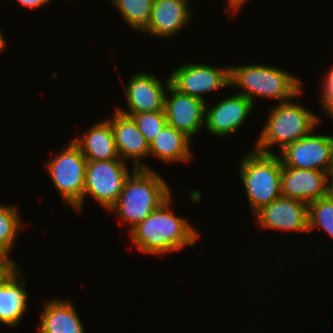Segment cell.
<instances>
[{"label":"cell","instance_id":"1","mask_svg":"<svg viewBox=\"0 0 333 333\" xmlns=\"http://www.w3.org/2000/svg\"><path fill=\"white\" fill-rule=\"evenodd\" d=\"M170 196L149 217L129 230L130 238L144 254L162 255L181 251L186 246H194L200 233L186 218L171 211Z\"/></svg>","mask_w":333,"mask_h":333},{"label":"cell","instance_id":"2","mask_svg":"<svg viewBox=\"0 0 333 333\" xmlns=\"http://www.w3.org/2000/svg\"><path fill=\"white\" fill-rule=\"evenodd\" d=\"M121 194L109 211L127 223L131 230L171 196V190L153 169L132 168Z\"/></svg>","mask_w":333,"mask_h":333},{"label":"cell","instance_id":"3","mask_svg":"<svg viewBox=\"0 0 333 333\" xmlns=\"http://www.w3.org/2000/svg\"><path fill=\"white\" fill-rule=\"evenodd\" d=\"M302 81L293 74L274 66L251 64L230 67V87H240L242 94L255 105L256 97L281 102L301 95ZM256 96V97H255Z\"/></svg>","mask_w":333,"mask_h":333},{"label":"cell","instance_id":"4","mask_svg":"<svg viewBox=\"0 0 333 333\" xmlns=\"http://www.w3.org/2000/svg\"><path fill=\"white\" fill-rule=\"evenodd\" d=\"M268 114L267 122L253 148L263 154H275L269 151L273 145H277L278 150L282 151L287 145L313 132L321 122L315 113L291 100L278 102Z\"/></svg>","mask_w":333,"mask_h":333},{"label":"cell","instance_id":"5","mask_svg":"<svg viewBox=\"0 0 333 333\" xmlns=\"http://www.w3.org/2000/svg\"><path fill=\"white\" fill-rule=\"evenodd\" d=\"M239 168L249 206L254 214L281 197L282 162L278 155L252 150L243 157Z\"/></svg>","mask_w":333,"mask_h":333},{"label":"cell","instance_id":"6","mask_svg":"<svg viewBox=\"0 0 333 333\" xmlns=\"http://www.w3.org/2000/svg\"><path fill=\"white\" fill-rule=\"evenodd\" d=\"M68 145L46 169L61 198L75 209L83 201L87 159L73 141Z\"/></svg>","mask_w":333,"mask_h":333},{"label":"cell","instance_id":"7","mask_svg":"<svg viewBox=\"0 0 333 333\" xmlns=\"http://www.w3.org/2000/svg\"><path fill=\"white\" fill-rule=\"evenodd\" d=\"M126 161H87L83 201L75 208L81 212L84 199L90 195L109 210L118 200L126 178L131 174Z\"/></svg>","mask_w":333,"mask_h":333},{"label":"cell","instance_id":"8","mask_svg":"<svg viewBox=\"0 0 333 333\" xmlns=\"http://www.w3.org/2000/svg\"><path fill=\"white\" fill-rule=\"evenodd\" d=\"M311 133L279 152L282 167L318 170L330 175L333 169V136Z\"/></svg>","mask_w":333,"mask_h":333},{"label":"cell","instance_id":"9","mask_svg":"<svg viewBox=\"0 0 333 333\" xmlns=\"http://www.w3.org/2000/svg\"><path fill=\"white\" fill-rule=\"evenodd\" d=\"M169 77L177 91L205 101L203 94L230 87V66L189 63L174 69Z\"/></svg>","mask_w":333,"mask_h":333},{"label":"cell","instance_id":"10","mask_svg":"<svg viewBox=\"0 0 333 333\" xmlns=\"http://www.w3.org/2000/svg\"><path fill=\"white\" fill-rule=\"evenodd\" d=\"M165 82L163 85L153 73L137 72L125 86L128 110L117 107L116 110L124 115L164 111L166 91L171 85L170 77Z\"/></svg>","mask_w":333,"mask_h":333},{"label":"cell","instance_id":"11","mask_svg":"<svg viewBox=\"0 0 333 333\" xmlns=\"http://www.w3.org/2000/svg\"><path fill=\"white\" fill-rule=\"evenodd\" d=\"M164 112L167 124L192 139L205 123L206 101L177 91L172 85L167 89Z\"/></svg>","mask_w":333,"mask_h":333},{"label":"cell","instance_id":"12","mask_svg":"<svg viewBox=\"0 0 333 333\" xmlns=\"http://www.w3.org/2000/svg\"><path fill=\"white\" fill-rule=\"evenodd\" d=\"M258 225L264 229L308 231V204L286 197H279L255 213Z\"/></svg>","mask_w":333,"mask_h":333},{"label":"cell","instance_id":"13","mask_svg":"<svg viewBox=\"0 0 333 333\" xmlns=\"http://www.w3.org/2000/svg\"><path fill=\"white\" fill-rule=\"evenodd\" d=\"M214 107L205 106V126L213 136L233 134L250 116L253 102L242 94H234L220 100Z\"/></svg>","mask_w":333,"mask_h":333},{"label":"cell","instance_id":"14","mask_svg":"<svg viewBox=\"0 0 333 333\" xmlns=\"http://www.w3.org/2000/svg\"><path fill=\"white\" fill-rule=\"evenodd\" d=\"M329 178L323 171L282 167L281 196L308 204L327 196Z\"/></svg>","mask_w":333,"mask_h":333},{"label":"cell","instance_id":"15","mask_svg":"<svg viewBox=\"0 0 333 333\" xmlns=\"http://www.w3.org/2000/svg\"><path fill=\"white\" fill-rule=\"evenodd\" d=\"M113 129L114 140L119 157L123 160H133V168L149 169L140 161L149 155V143L139 131L130 116L124 115L115 109L111 119H107Z\"/></svg>","mask_w":333,"mask_h":333},{"label":"cell","instance_id":"16","mask_svg":"<svg viewBox=\"0 0 333 333\" xmlns=\"http://www.w3.org/2000/svg\"><path fill=\"white\" fill-rule=\"evenodd\" d=\"M188 0H154L151 18L143 33L155 37H173L191 22Z\"/></svg>","mask_w":333,"mask_h":333},{"label":"cell","instance_id":"17","mask_svg":"<svg viewBox=\"0 0 333 333\" xmlns=\"http://www.w3.org/2000/svg\"><path fill=\"white\" fill-rule=\"evenodd\" d=\"M17 265L0 283V323L15 327L27 308L26 282Z\"/></svg>","mask_w":333,"mask_h":333},{"label":"cell","instance_id":"18","mask_svg":"<svg viewBox=\"0 0 333 333\" xmlns=\"http://www.w3.org/2000/svg\"><path fill=\"white\" fill-rule=\"evenodd\" d=\"M80 149L87 161H108L121 159L118 155L113 129L110 122L105 119L94 123L84 133L72 140Z\"/></svg>","mask_w":333,"mask_h":333},{"label":"cell","instance_id":"19","mask_svg":"<svg viewBox=\"0 0 333 333\" xmlns=\"http://www.w3.org/2000/svg\"><path fill=\"white\" fill-rule=\"evenodd\" d=\"M39 333H85L83 324L71 301L50 299L43 306Z\"/></svg>","mask_w":333,"mask_h":333},{"label":"cell","instance_id":"20","mask_svg":"<svg viewBox=\"0 0 333 333\" xmlns=\"http://www.w3.org/2000/svg\"><path fill=\"white\" fill-rule=\"evenodd\" d=\"M191 139L166 124L160 134L149 144V156L158 157L164 163L189 162L192 160Z\"/></svg>","mask_w":333,"mask_h":333},{"label":"cell","instance_id":"21","mask_svg":"<svg viewBox=\"0 0 333 333\" xmlns=\"http://www.w3.org/2000/svg\"><path fill=\"white\" fill-rule=\"evenodd\" d=\"M17 207L0 204V256L10 257L12 246L22 229Z\"/></svg>","mask_w":333,"mask_h":333},{"label":"cell","instance_id":"22","mask_svg":"<svg viewBox=\"0 0 333 333\" xmlns=\"http://www.w3.org/2000/svg\"><path fill=\"white\" fill-rule=\"evenodd\" d=\"M134 30L143 31L151 18L154 0H110Z\"/></svg>","mask_w":333,"mask_h":333},{"label":"cell","instance_id":"23","mask_svg":"<svg viewBox=\"0 0 333 333\" xmlns=\"http://www.w3.org/2000/svg\"><path fill=\"white\" fill-rule=\"evenodd\" d=\"M317 227L333 238V201L328 195L308 203L309 233Z\"/></svg>","mask_w":333,"mask_h":333},{"label":"cell","instance_id":"24","mask_svg":"<svg viewBox=\"0 0 333 333\" xmlns=\"http://www.w3.org/2000/svg\"><path fill=\"white\" fill-rule=\"evenodd\" d=\"M130 116L150 144L167 124L164 111L142 112Z\"/></svg>","mask_w":333,"mask_h":333},{"label":"cell","instance_id":"25","mask_svg":"<svg viewBox=\"0 0 333 333\" xmlns=\"http://www.w3.org/2000/svg\"><path fill=\"white\" fill-rule=\"evenodd\" d=\"M323 82V94L321 95L320 102L323 111L333 119V67L327 72Z\"/></svg>","mask_w":333,"mask_h":333},{"label":"cell","instance_id":"26","mask_svg":"<svg viewBox=\"0 0 333 333\" xmlns=\"http://www.w3.org/2000/svg\"><path fill=\"white\" fill-rule=\"evenodd\" d=\"M17 265L11 258L0 256V283Z\"/></svg>","mask_w":333,"mask_h":333},{"label":"cell","instance_id":"27","mask_svg":"<svg viewBox=\"0 0 333 333\" xmlns=\"http://www.w3.org/2000/svg\"><path fill=\"white\" fill-rule=\"evenodd\" d=\"M17 2H19V4H21L22 6L26 7V8H40V6H45L46 4H49V2H51V0H16Z\"/></svg>","mask_w":333,"mask_h":333},{"label":"cell","instance_id":"28","mask_svg":"<svg viewBox=\"0 0 333 333\" xmlns=\"http://www.w3.org/2000/svg\"><path fill=\"white\" fill-rule=\"evenodd\" d=\"M245 2H246V0H227L226 5H227V8H229L227 11L229 12V10L231 9L230 10V11H232L231 14L233 13V11L235 13L242 7V5H244Z\"/></svg>","mask_w":333,"mask_h":333},{"label":"cell","instance_id":"29","mask_svg":"<svg viewBox=\"0 0 333 333\" xmlns=\"http://www.w3.org/2000/svg\"><path fill=\"white\" fill-rule=\"evenodd\" d=\"M329 181H330V184H328L327 195L333 201V178L330 177Z\"/></svg>","mask_w":333,"mask_h":333},{"label":"cell","instance_id":"30","mask_svg":"<svg viewBox=\"0 0 333 333\" xmlns=\"http://www.w3.org/2000/svg\"><path fill=\"white\" fill-rule=\"evenodd\" d=\"M6 40L4 39V36L0 30V52L4 50V47L6 46Z\"/></svg>","mask_w":333,"mask_h":333},{"label":"cell","instance_id":"31","mask_svg":"<svg viewBox=\"0 0 333 333\" xmlns=\"http://www.w3.org/2000/svg\"><path fill=\"white\" fill-rule=\"evenodd\" d=\"M330 177H332V178H333V169H332V172H331V174H330Z\"/></svg>","mask_w":333,"mask_h":333}]
</instances>
